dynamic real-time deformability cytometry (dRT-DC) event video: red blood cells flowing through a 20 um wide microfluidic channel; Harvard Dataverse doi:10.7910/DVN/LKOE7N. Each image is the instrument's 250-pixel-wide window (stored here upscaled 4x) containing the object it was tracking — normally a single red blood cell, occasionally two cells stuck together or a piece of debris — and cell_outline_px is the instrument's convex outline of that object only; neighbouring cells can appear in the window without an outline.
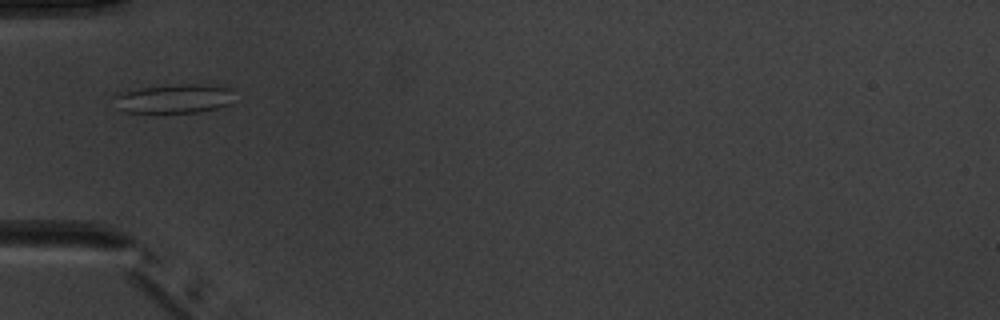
{"species": "common noctule bat (a hibernating species)", "species_latin": "Nyctalus noctula", "temperature_condition": "warm", "stored_images_in_passage": 3, "camera_frame_rate_fps": 3000, "um_per_image_px": 0.085, "animal": {"sex": "male", "body_mass_g": 20.1, "forearm_length_mm": 53.5}, "frame": {"image": 1, "passage_image": 3, "time_ms": 3.0, "image_size_px": [1000, 320], "cell_outline_px": [[232, 104], [200, 112], [124, 112], [120, 108], [112, 96], [124, 92], [144, 88], [176, 84], [200, 84], [228, 88]], "centroid_in_image_um": [14.79, 8.39], "position_along_channel_um": 70.2, "area_um2": 19.77}}